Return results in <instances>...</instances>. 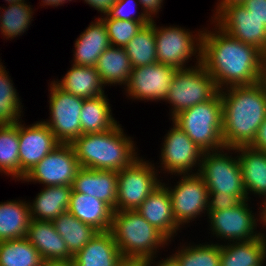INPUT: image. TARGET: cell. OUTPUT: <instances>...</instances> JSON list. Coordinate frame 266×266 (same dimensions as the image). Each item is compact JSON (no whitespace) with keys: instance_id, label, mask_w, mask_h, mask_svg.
<instances>
[{"instance_id":"45","label":"cell","mask_w":266,"mask_h":266,"mask_svg":"<svg viewBox=\"0 0 266 266\" xmlns=\"http://www.w3.org/2000/svg\"><path fill=\"white\" fill-rule=\"evenodd\" d=\"M114 266H149V264L140 258L121 257Z\"/></svg>"},{"instance_id":"46","label":"cell","mask_w":266,"mask_h":266,"mask_svg":"<svg viewBox=\"0 0 266 266\" xmlns=\"http://www.w3.org/2000/svg\"><path fill=\"white\" fill-rule=\"evenodd\" d=\"M156 259H151L148 264L149 266H181L177 258L173 255H170L167 258H163L161 260L155 261ZM154 261V262H153Z\"/></svg>"},{"instance_id":"38","label":"cell","mask_w":266,"mask_h":266,"mask_svg":"<svg viewBox=\"0 0 266 266\" xmlns=\"http://www.w3.org/2000/svg\"><path fill=\"white\" fill-rule=\"evenodd\" d=\"M107 29L111 46L125 47L144 26L141 22L109 18L107 15L100 17Z\"/></svg>"},{"instance_id":"20","label":"cell","mask_w":266,"mask_h":266,"mask_svg":"<svg viewBox=\"0 0 266 266\" xmlns=\"http://www.w3.org/2000/svg\"><path fill=\"white\" fill-rule=\"evenodd\" d=\"M26 238L37 249L44 261L73 260L65 241L58 234L52 221L31 219Z\"/></svg>"},{"instance_id":"21","label":"cell","mask_w":266,"mask_h":266,"mask_svg":"<svg viewBox=\"0 0 266 266\" xmlns=\"http://www.w3.org/2000/svg\"><path fill=\"white\" fill-rule=\"evenodd\" d=\"M72 64L95 67L99 56L111 46L103 20L96 17L75 40Z\"/></svg>"},{"instance_id":"12","label":"cell","mask_w":266,"mask_h":266,"mask_svg":"<svg viewBox=\"0 0 266 266\" xmlns=\"http://www.w3.org/2000/svg\"><path fill=\"white\" fill-rule=\"evenodd\" d=\"M177 185L167 186L176 222L182 227L208 213L209 192L199 173L178 174Z\"/></svg>"},{"instance_id":"34","label":"cell","mask_w":266,"mask_h":266,"mask_svg":"<svg viewBox=\"0 0 266 266\" xmlns=\"http://www.w3.org/2000/svg\"><path fill=\"white\" fill-rule=\"evenodd\" d=\"M124 49L133 68L157 63L154 19L143 26Z\"/></svg>"},{"instance_id":"39","label":"cell","mask_w":266,"mask_h":266,"mask_svg":"<svg viewBox=\"0 0 266 266\" xmlns=\"http://www.w3.org/2000/svg\"><path fill=\"white\" fill-rule=\"evenodd\" d=\"M138 3V0H118L106 15L109 18L141 22L146 26L151 22L147 15H145L144 12L135 15L138 8L137 6H140Z\"/></svg>"},{"instance_id":"49","label":"cell","mask_w":266,"mask_h":266,"mask_svg":"<svg viewBox=\"0 0 266 266\" xmlns=\"http://www.w3.org/2000/svg\"><path fill=\"white\" fill-rule=\"evenodd\" d=\"M68 1H72V0H41V3L40 5L43 6V7H47V6H51V7H58L59 5L60 6H64V3H68Z\"/></svg>"},{"instance_id":"18","label":"cell","mask_w":266,"mask_h":266,"mask_svg":"<svg viewBox=\"0 0 266 266\" xmlns=\"http://www.w3.org/2000/svg\"><path fill=\"white\" fill-rule=\"evenodd\" d=\"M136 211L170 241L181 230L173 214L170 193L163 182L142 202Z\"/></svg>"},{"instance_id":"10","label":"cell","mask_w":266,"mask_h":266,"mask_svg":"<svg viewBox=\"0 0 266 266\" xmlns=\"http://www.w3.org/2000/svg\"><path fill=\"white\" fill-rule=\"evenodd\" d=\"M49 88L50 119L43 122L59 143L72 144L81 136L80 115L84 99L61 89L54 79Z\"/></svg>"},{"instance_id":"32","label":"cell","mask_w":266,"mask_h":266,"mask_svg":"<svg viewBox=\"0 0 266 266\" xmlns=\"http://www.w3.org/2000/svg\"><path fill=\"white\" fill-rule=\"evenodd\" d=\"M44 260L26 237L0 241V266H43Z\"/></svg>"},{"instance_id":"11","label":"cell","mask_w":266,"mask_h":266,"mask_svg":"<svg viewBox=\"0 0 266 266\" xmlns=\"http://www.w3.org/2000/svg\"><path fill=\"white\" fill-rule=\"evenodd\" d=\"M243 200L237 206L218 210L208 211L210 231L213 237L227 242L249 241L263 237L266 240L264 230L257 231L259 224L258 216L252 213L248 202ZM256 217V218H255Z\"/></svg>"},{"instance_id":"23","label":"cell","mask_w":266,"mask_h":266,"mask_svg":"<svg viewBox=\"0 0 266 266\" xmlns=\"http://www.w3.org/2000/svg\"><path fill=\"white\" fill-rule=\"evenodd\" d=\"M113 211L100 199L79 192L71 193L68 212L99 232L110 231Z\"/></svg>"},{"instance_id":"33","label":"cell","mask_w":266,"mask_h":266,"mask_svg":"<svg viewBox=\"0 0 266 266\" xmlns=\"http://www.w3.org/2000/svg\"><path fill=\"white\" fill-rule=\"evenodd\" d=\"M0 173L21 181L18 123L0 125Z\"/></svg>"},{"instance_id":"41","label":"cell","mask_w":266,"mask_h":266,"mask_svg":"<svg viewBox=\"0 0 266 266\" xmlns=\"http://www.w3.org/2000/svg\"><path fill=\"white\" fill-rule=\"evenodd\" d=\"M243 6L266 25V0H245Z\"/></svg>"},{"instance_id":"28","label":"cell","mask_w":266,"mask_h":266,"mask_svg":"<svg viewBox=\"0 0 266 266\" xmlns=\"http://www.w3.org/2000/svg\"><path fill=\"white\" fill-rule=\"evenodd\" d=\"M104 86H126L133 70L124 47H108L95 66Z\"/></svg>"},{"instance_id":"8","label":"cell","mask_w":266,"mask_h":266,"mask_svg":"<svg viewBox=\"0 0 266 266\" xmlns=\"http://www.w3.org/2000/svg\"><path fill=\"white\" fill-rule=\"evenodd\" d=\"M154 163L138 157L131 165L118 171L116 211L136 210L162 183Z\"/></svg>"},{"instance_id":"51","label":"cell","mask_w":266,"mask_h":266,"mask_svg":"<svg viewBox=\"0 0 266 266\" xmlns=\"http://www.w3.org/2000/svg\"><path fill=\"white\" fill-rule=\"evenodd\" d=\"M262 82L266 86V63H265L264 72H263V75H262Z\"/></svg>"},{"instance_id":"24","label":"cell","mask_w":266,"mask_h":266,"mask_svg":"<svg viewBox=\"0 0 266 266\" xmlns=\"http://www.w3.org/2000/svg\"><path fill=\"white\" fill-rule=\"evenodd\" d=\"M72 186H44L32 202H28L30 218L53 221L68 211Z\"/></svg>"},{"instance_id":"17","label":"cell","mask_w":266,"mask_h":266,"mask_svg":"<svg viewBox=\"0 0 266 266\" xmlns=\"http://www.w3.org/2000/svg\"><path fill=\"white\" fill-rule=\"evenodd\" d=\"M18 122L20 179L60 143L42 121L32 125Z\"/></svg>"},{"instance_id":"1","label":"cell","mask_w":266,"mask_h":266,"mask_svg":"<svg viewBox=\"0 0 266 266\" xmlns=\"http://www.w3.org/2000/svg\"><path fill=\"white\" fill-rule=\"evenodd\" d=\"M214 24L202 28L201 63L222 90L230 86L254 85L262 81L266 56L256 47L245 44Z\"/></svg>"},{"instance_id":"4","label":"cell","mask_w":266,"mask_h":266,"mask_svg":"<svg viewBox=\"0 0 266 266\" xmlns=\"http://www.w3.org/2000/svg\"><path fill=\"white\" fill-rule=\"evenodd\" d=\"M110 232L122 257L140 258L148 262L156 258L159 249L171 243L136 210L113 211Z\"/></svg>"},{"instance_id":"52","label":"cell","mask_w":266,"mask_h":266,"mask_svg":"<svg viewBox=\"0 0 266 266\" xmlns=\"http://www.w3.org/2000/svg\"><path fill=\"white\" fill-rule=\"evenodd\" d=\"M22 1H25V0H5V2H7V4H14V3H18V2H22Z\"/></svg>"},{"instance_id":"22","label":"cell","mask_w":266,"mask_h":266,"mask_svg":"<svg viewBox=\"0 0 266 266\" xmlns=\"http://www.w3.org/2000/svg\"><path fill=\"white\" fill-rule=\"evenodd\" d=\"M234 151L238 155L247 198L250 200L251 194L266 198V152L250 146H239Z\"/></svg>"},{"instance_id":"6","label":"cell","mask_w":266,"mask_h":266,"mask_svg":"<svg viewBox=\"0 0 266 266\" xmlns=\"http://www.w3.org/2000/svg\"><path fill=\"white\" fill-rule=\"evenodd\" d=\"M219 93L214 79L202 63L177 69L165 102L171 106V119L179 112L209 101Z\"/></svg>"},{"instance_id":"48","label":"cell","mask_w":266,"mask_h":266,"mask_svg":"<svg viewBox=\"0 0 266 266\" xmlns=\"http://www.w3.org/2000/svg\"><path fill=\"white\" fill-rule=\"evenodd\" d=\"M262 204H260L261 207H259V214H257L259 216V225L263 224L262 227L266 229V198L262 199Z\"/></svg>"},{"instance_id":"30","label":"cell","mask_w":266,"mask_h":266,"mask_svg":"<svg viewBox=\"0 0 266 266\" xmlns=\"http://www.w3.org/2000/svg\"><path fill=\"white\" fill-rule=\"evenodd\" d=\"M110 105L105 94L84 99L80 115L81 135L108 131L119 123L113 118Z\"/></svg>"},{"instance_id":"31","label":"cell","mask_w":266,"mask_h":266,"mask_svg":"<svg viewBox=\"0 0 266 266\" xmlns=\"http://www.w3.org/2000/svg\"><path fill=\"white\" fill-rule=\"evenodd\" d=\"M52 223L72 256L76 255L99 232L68 211L55 218Z\"/></svg>"},{"instance_id":"37","label":"cell","mask_w":266,"mask_h":266,"mask_svg":"<svg viewBox=\"0 0 266 266\" xmlns=\"http://www.w3.org/2000/svg\"><path fill=\"white\" fill-rule=\"evenodd\" d=\"M220 246L212 241L209 244H183L173 255L181 266H220Z\"/></svg>"},{"instance_id":"27","label":"cell","mask_w":266,"mask_h":266,"mask_svg":"<svg viewBox=\"0 0 266 266\" xmlns=\"http://www.w3.org/2000/svg\"><path fill=\"white\" fill-rule=\"evenodd\" d=\"M223 244L220 246V266H260L266 260L263 237Z\"/></svg>"},{"instance_id":"26","label":"cell","mask_w":266,"mask_h":266,"mask_svg":"<svg viewBox=\"0 0 266 266\" xmlns=\"http://www.w3.org/2000/svg\"><path fill=\"white\" fill-rule=\"evenodd\" d=\"M60 80L56 79L54 82L64 91L83 99L96 98L105 94V86L95 67L72 64Z\"/></svg>"},{"instance_id":"15","label":"cell","mask_w":266,"mask_h":266,"mask_svg":"<svg viewBox=\"0 0 266 266\" xmlns=\"http://www.w3.org/2000/svg\"><path fill=\"white\" fill-rule=\"evenodd\" d=\"M176 71L177 68L158 62L134 67L126 88L123 89L128 99L164 102Z\"/></svg>"},{"instance_id":"2","label":"cell","mask_w":266,"mask_h":266,"mask_svg":"<svg viewBox=\"0 0 266 266\" xmlns=\"http://www.w3.org/2000/svg\"><path fill=\"white\" fill-rule=\"evenodd\" d=\"M222 99V138L226 148L250 146L266 119V86H230L219 90Z\"/></svg>"},{"instance_id":"44","label":"cell","mask_w":266,"mask_h":266,"mask_svg":"<svg viewBox=\"0 0 266 266\" xmlns=\"http://www.w3.org/2000/svg\"><path fill=\"white\" fill-rule=\"evenodd\" d=\"M250 147L259 151L266 152V119L259 127L256 138L250 145Z\"/></svg>"},{"instance_id":"50","label":"cell","mask_w":266,"mask_h":266,"mask_svg":"<svg viewBox=\"0 0 266 266\" xmlns=\"http://www.w3.org/2000/svg\"><path fill=\"white\" fill-rule=\"evenodd\" d=\"M43 266H75L73 260L67 261H44Z\"/></svg>"},{"instance_id":"35","label":"cell","mask_w":266,"mask_h":266,"mask_svg":"<svg viewBox=\"0 0 266 266\" xmlns=\"http://www.w3.org/2000/svg\"><path fill=\"white\" fill-rule=\"evenodd\" d=\"M31 6L26 1L9 4L4 9L0 6V32L3 38L13 40L28 30L33 21L34 10Z\"/></svg>"},{"instance_id":"7","label":"cell","mask_w":266,"mask_h":266,"mask_svg":"<svg viewBox=\"0 0 266 266\" xmlns=\"http://www.w3.org/2000/svg\"><path fill=\"white\" fill-rule=\"evenodd\" d=\"M154 20V35L156 40L157 62L171 65L177 69L193 67L186 66L192 56L197 59L194 65L201 63L203 31H190V29L177 26L158 27ZM189 30V31H188ZM197 54V55H196ZM187 63V64H186Z\"/></svg>"},{"instance_id":"3","label":"cell","mask_w":266,"mask_h":266,"mask_svg":"<svg viewBox=\"0 0 266 266\" xmlns=\"http://www.w3.org/2000/svg\"><path fill=\"white\" fill-rule=\"evenodd\" d=\"M72 146L80 166L94 170L118 172L140 157L132 137L126 136L119 123L108 131L83 134Z\"/></svg>"},{"instance_id":"47","label":"cell","mask_w":266,"mask_h":266,"mask_svg":"<svg viewBox=\"0 0 266 266\" xmlns=\"http://www.w3.org/2000/svg\"><path fill=\"white\" fill-rule=\"evenodd\" d=\"M245 0H218L217 4H216V8L213 10V17L211 19H213L224 7L226 6H230L233 4H242Z\"/></svg>"},{"instance_id":"40","label":"cell","mask_w":266,"mask_h":266,"mask_svg":"<svg viewBox=\"0 0 266 266\" xmlns=\"http://www.w3.org/2000/svg\"><path fill=\"white\" fill-rule=\"evenodd\" d=\"M247 195H229L220 192H209L208 211H218L237 206L247 200Z\"/></svg>"},{"instance_id":"36","label":"cell","mask_w":266,"mask_h":266,"mask_svg":"<svg viewBox=\"0 0 266 266\" xmlns=\"http://www.w3.org/2000/svg\"><path fill=\"white\" fill-rule=\"evenodd\" d=\"M5 69L0 62V125H13L22 121L23 105L13 80Z\"/></svg>"},{"instance_id":"9","label":"cell","mask_w":266,"mask_h":266,"mask_svg":"<svg viewBox=\"0 0 266 266\" xmlns=\"http://www.w3.org/2000/svg\"><path fill=\"white\" fill-rule=\"evenodd\" d=\"M232 151L234 152V148L225 147L218 151L204 152L199 174L204 179L208 192L247 195L238 155L232 157Z\"/></svg>"},{"instance_id":"43","label":"cell","mask_w":266,"mask_h":266,"mask_svg":"<svg viewBox=\"0 0 266 266\" xmlns=\"http://www.w3.org/2000/svg\"><path fill=\"white\" fill-rule=\"evenodd\" d=\"M117 1L118 0H84L86 4L93 9L95 8L102 16L106 15Z\"/></svg>"},{"instance_id":"29","label":"cell","mask_w":266,"mask_h":266,"mask_svg":"<svg viewBox=\"0 0 266 266\" xmlns=\"http://www.w3.org/2000/svg\"><path fill=\"white\" fill-rule=\"evenodd\" d=\"M26 202L21 199L0 202V241L26 237L31 220Z\"/></svg>"},{"instance_id":"16","label":"cell","mask_w":266,"mask_h":266,"mask_svg":"<svg viewBox=\"0 0 266 266\" xmlns=\"http://www.w3.org/2000/svg\"><path fill=\"white\" fill-rule=\"evenodd\" d=\"M212 21L228 35L258 48L266 56V25L243 4L224 7Z\"/></svg>"},{"instance_id":"42","label":"cell","mask_w":266,"mask_h":266,"mask_svg":"<svg viewBox=\"0 0 266 266\" xmlns=\"http://www.w3.org/2000/svg\"><path fill=\"white\" fill-rule=\"evenodd\" d=\"M141 5L142 12L147 15L150 20H153V17H157V13L159 15L160 9L163 6L164 0H138Z\"/></svg>"},{"instance_id":"25","label":"cell","mask_w":266,"mask_h":266,"mask_svg":"<svg viewBox=\"0 0 266 266\" xmlns=\"http://www.w3.org/2000/svg\"><path fill=\"white\" fill-rule=\"evenodd\" d=\"M122 257L110 231L98 232L76 255L75 266H114Z\"/></svg>"},{"instance_id":"19","label":"cell","mask_w":266,"mask_h":266,"mask_svg":"<svg viewBox=\"0 0 266 266\" xmlns=\"http://www.w3.org/2000/svg\"><path fill=\"white\" fill-rule=\"evenodd\" d=\"M118 172L81 167L72 184V192L87 194L107 203L116 211Z\"/></svg>"},{"instance_id":"53","label":"cell","mask_w":266,"mask_h":266,"mask_svg":"<svg viewBox=\"0 0 266 266\" xmlns=\"http://www.w3.org/2000/svg\"><path fill=\"white\" fill-rule=\"evenodd\" d=\"M264 263H265V265H266V260H265L260 266H264Z\"/></svg>"},{"instance_id":"14","label":"cell","mask_w":266,"mask_h":266,"mask_svg":"<svg viewBox=\"0 0 266 266\" xmlns=\"http://www.w3.org/2000/svg\"><path fill=\"white\" fill-rule=\"evenodd\" d=\"M80 168L72 144L60 143L28 171L22 181L43 186H72Z\"/></svg>"},{"instance_id":"5","label":"cell","mask_w":266,"mask_h":266,"mask_svg":"<svg viewBox=\"0 0 266 266\" xmlns=\"http://www.w3.org/2000/svg\"><path fill=\"white\" fill-rule=\"evenodd\" d=\"M172 122L204 152L225 148L222 138V99L220 92L209 101L175 115Z\"/></svg>"},{"instance_id":"13","label":"cell","mask_w":266,"mask_h":266,"mask_svg":"<svg viewBox=\"0 0 266 266\" xmlns=\"http://www.w3.org/2000/svg\"><path fill=\"white\" fill-rule=\"evenodd\" d=\"M165 134L161 147V171L170 175L199 173L202 151L176 124ZM198 166V167H197ZM196 167V168H195ZM197 169V171L195 172ZM194 171V172H193Z\"/></svg>"}]
</instances>
